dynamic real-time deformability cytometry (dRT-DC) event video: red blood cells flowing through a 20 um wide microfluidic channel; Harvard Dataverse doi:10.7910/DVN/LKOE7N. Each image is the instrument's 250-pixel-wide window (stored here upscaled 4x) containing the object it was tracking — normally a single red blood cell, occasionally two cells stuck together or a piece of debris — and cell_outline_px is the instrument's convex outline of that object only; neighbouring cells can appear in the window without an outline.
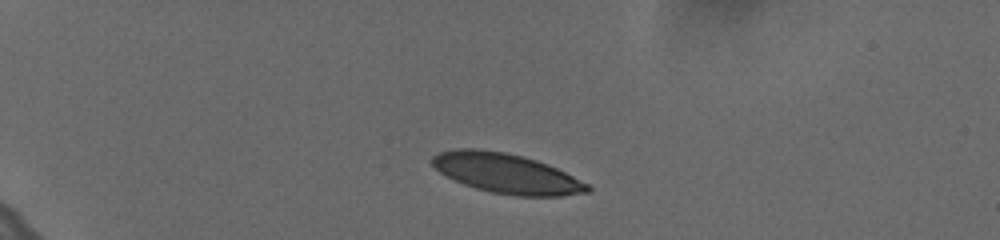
{"species": "human", "species_latin": "Homo sapiens", "temperature_condition": "cold", "stored_images_in_passage": 12, "camera_frame_rate_fps": 3000, "um_per_image_px": 0.085, "donor": {"sex": "female"}, "frame": {"image": 1, "passage_image": 1, "time_ms": 0.0, "image_size_px": [1000, 240], "cell_outline_px": [[592, 188], [588, 192], [560, 196], [516, 196], [492, 192], [476, 188], [464, 184], [440, 172], [432, 164], [432, 156], [440, 152], [456, 148], [476, 148], [504, 152], [536, 160], [548, 164], [588, 184]], "centroid_in_image_um": [43.05, 14.74], "position_along_channel_um": 42.0, "area_um2": 35.6}}
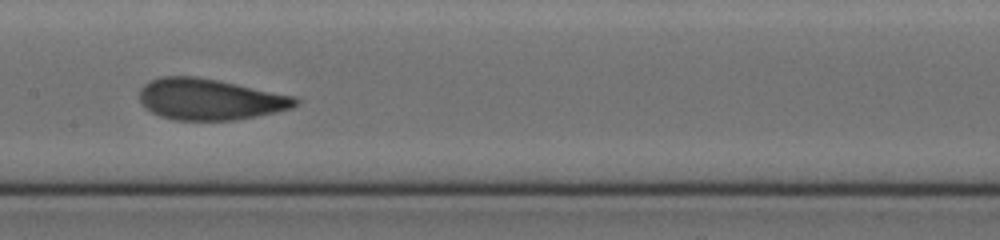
{"frame": {"image": 2, "passage_image": 9, "time_ms": 2.667, "image_size_px": [1000, 240], "cell_outline_px": [[300, 100], [292, 108], [256, 116], [236, 120], [176, 120], [160, 116], [144, 108], [140, 100], [140, 88], [144, 84], [160, 76], [196, 76], [296, 96]], "centroid_in_image_um": [17.82, 8.44], "position_along_channel_um": 189.6, "area_um2": 37.34}}
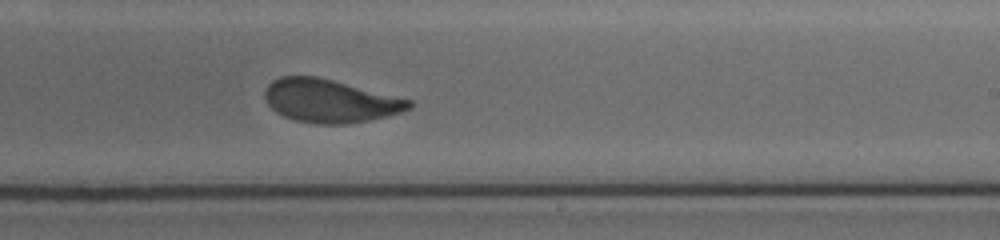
{"frame": {"image": 3, "passage_image": 12, "time_ms": 3.667, "image_size_px": [1000, 240], "cell_outline_px": [[412, 108], [388, 116], [348, 124], [316, 124], [296, 120], [284, 116], [276, 112], [268, 104], [264, 96], [264, 92], [268, 84], [272, 80], [280, 76], [316, 76], [412, 100]], "centroid_in_image_um": [28.03, 8.58], "position_along_channel_um": 261.0, "area_um2": 36.13}}